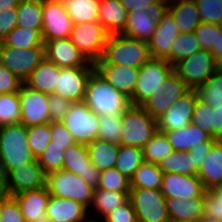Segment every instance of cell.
<instances>
[{"mask_svg": "<svg viewBox=\"0 0 222 222\" xmlns=\"http://www.w3.org/2000/svg\"><path fill=\"white\" fill-rule=\"evenodd\" d=\"M129 200L137 219L144 222H170L166 198L160 189L131 188Z\"/></svg>", "mask_w": 222, "mask_h": 222, "instance_id": "cell-10", "label": "cell"}, {"mask_svg": "<svg viewBox=\"0 0 222 222\" xmlns=\"http://www.w3.org/2000/svg\"><path fill=\"white\" fill-rule=\"evenodd\" d=\"M33 222H51L48 218L40 221H33Z\"/></svg>", "mask_w": 222, "mask_h": 222, "instance_id": "cell-67", "label": "cell"}, {"mask_svg": "<svg viewBox=\"0 0 222 222\" xmlns=\"http://www.w3.org/2000/svg\"><path fill=\"white\" fill-rule=\"evenodd\" d=\"M128 11L120 0H100L98 21L110 34H122L126 27Z\"/></svg>", "mask_w": 222, "mask_h": 222, "instance_id": "cell-28", "label": "cell"}, {"mask_svg": "<svg viewBox=\"0 0 222 222\" xmlns=\"http://www.w3.org/2000/svg\"><path fill=\"white\" fill-rule=\"evenodd\" d=\"M200 49V43L194 32L180 33L172 43L171 55L166 60L174 66Z\"/></svg>", "mask_w": 222, "mask_h": 222, "instance_id": "cell-40", "label": "cell"}, {"mask_svg": "<svg viewBox=\"0 0 222 222\" xmlns=\"http://www.w3.org/2000/svg\"><path fill=\"white\" fill-rule=\"evenodd\" d=\"M160 190L165 198L190 200L205 196L206 189L198 175L163 173Z\"/></svg>", "mask_w": 222, "mask_h": 222, "instance_id": "cell-20", "label": "cell"}, {"mask_svg": "<svg viewBox=\"0 0 222 222\" xmlns=\"http://www.w3.org/2000/svg\"><path fill=\"white\" fill-rule=\"evenodd\" d=\"M158 131L157 120L142 106L130 105L122 113L120 145L143 148Z\"/></svg>", "mask_w": 222, "mask_h": 222, "instance_id": "cell-4", "label": "cell"}, {"mask_svg": "<svg viewBox=\"0 0 222 222\" xmlns=\"http://www.w3.org/2000/svg\"><path fill=\"white\" fill-rule=\"evenodd\" d=\"M179 34L174 17L164 7L159 14L158 26L148 42L150 56L166 60L171 55L172 43Z\"/></svg>", "mask_w": 222, "mask_h": 222, "instance_id": "cell-19", "label": "cell"}, {"mask_svg": "<svg viewBox=\"0 0 222 222\" xmlns=\"http://www.w3.org/2000/svg\"><path fill=\"white\" fill-rule=\"evenodd\" d=\"M143 162L142 148L120 145L115 168L128 179H131Z\"/></svg>", "mask_w": 222, "mask_h": 222, "instance_id": "cell-39", "label": "cell"}, {"mask_svg": "<svg viewBox=\"0 0 222 222\" xmlns=\"http://www.w3.org/2000/svg\"><path fill=\"white\" fill-rule=\"evenodd\" d=\"M197 175L207 191L222 183V140L213 143Z\"/></svg>", "mask_w": 222, "mask_h": 222, "instance_id": "cell-31", "label": "cell"}, {"mask_svg": "<svg viewBox=\"0 0 222 222\" xmlns=\"http://www.w3.org/2000/svg\"><path fill=\"white\" fill-rule=\"evenodd\" d=\"M52 133L50 122L42 125L28 127V146L37 159L47 148L51 141Z\"/></svg>", "mask_w": 222, "mask_h": 222, "instance_id": "cell-44", "label": "cell"}, {"mask_svg": "<svg viewBox=\"0 0 222 222\" xmlns=\"http://www.w3.org/2000/svg\"><path fill=\"white\" fill-rule=\"evenodd\" d=\"M65 150L64 146L48 144L41 156L37 158L46 174L63 169Z\"/></svg>", "mask_w": 222, "mask_h": 222, "instance_id": "cell-47", "label": "cell"}, {"mask_svg": "<svg viewBox=\"0 0 222 222\" xmlns=\"http://www.w3.org/2000/svg\"><path fill=\"white\" fill-rule=\"evenodd\" d=\"M21 121V107L18 92L0 94V123L2 126Z\"/></svg>", "mask_w": 222, "mask_h": 222, "instance_id": "cell-43", "label": "cell"}, {"mask_svg": "<svg viewBox=\"0 0 222 222\" xmlns=\"http://www.w3.org/2000/svg\"><path fill=\"white\" fill-rule=\"evenodd\" d=\"M195 90L198 99L212 108L222 105V72L215 71L202 86Z\"/></svg>", "mask_w": 222, "mask_h": 222, "instance_id": "cell-42", "label": "cell"}, {"mask_svg": "<svg viewBox=\"0 0 222 222\" xmlns=\"http://www.w3.org/2000/svg\"><path fill=\"white\" fill-rule=\"evenodd\" d=\"M1 222H25L17 200L13 196H7L0 200Z\"/></svg>", "mask_w": 222, "mask_h": 222, "instance_id": "cell-52", "label": "cell"}, {"mask_svg": "<svg viewBox=\"0 0 222 222\" xmlns=\"http://www.w3.org/2000/svg\"><path fill=\"white\" fill-rule=\"evenodd\" d=\"M217 32H221V25L201 22L194 31L200 48L207 51L216 49Z\"/></svg>", "mask_w": 222, "mask_h": 222, "instance_id": "cell-51", "label": "cell"}, {"mask_svg": "<svg viewBox=\"0 0 222 222\" xmlns=\"http://www.w3.org/2000/svg\"><path fill=\"white\" fill-rule=\"evenodd\" d=\"M83 102L98 115L122 114L131 104L129 98L104 80L96 70L90 75Z\"/></svg>", "mask_w": 222, "mask_h": 222, "instance_id": "cell-2", "label": "cell"}, {"mask_svg": "<svg viewBox=\"0 0 222 222\" xmlns=\"http://www.w3.org/2000/svg\"><path fill=\"white\" fill-rule=\"evenodd\" d=\"M17 15V27L42 30V0H20Z\"/></svg>", "mask_w": 222, "mask_h": 222, "instance_id": "cell-35", "label": "cell"}, {"mask_svg": "<svg viewBox=\"0 0 222 222\" xmlns=\"http://www.w3.org/2000/svg\"><path fill=\"white\" fill-rule=\"evenodd\" d=\"M46 187L50 195L75 200L88 209L93 202L95 189L80 176L63 169L47 174Z\"/></svg>", "mask_w": 222, "mask_h": 222, "instance_id": "cell-5", "label": "cell"}, {"mask_svg": "<svg viewBox=\"0 0 222 222\" xmlns=\"http://www.w3.org/2000/svg\"><path fill=\"white\" fill-rule=\"evenodd\" d=\"M151 58L148 43L123 34L110 35L103 57L95 63L140 68Z\"/></svg>", "mask_w": 222, "mask_h": 222, "instance_id": "cell-3", "label": "cell"}, {"mask_svg": "<svg viewBox=\"0 0 222 222\" xmlns=\"http://www.w3.org/2000/svg\"><path fill=\"white\" fill-rule=\"evenodd\" d=\"M45 58L60 68L95 67L72 43L70 37L44 41Z\"/></svg>", "mask_w": 222, "mask_h": 222, "instance_id": "cell-18", "label": "cell"}, {"mask_svg": "<svg viewBox=\"0 0 222 222\" xmlns=\"http://www.w3.org/2000/svg\"><path fill=\"white\" fill-rule=\"evenodd\" d=\"M210 52L215 58L222 55V25L221 32H217L216 49H211Z\"/></svg>", "mask_w": 222, "mask_h": 222, "instance_id": "cell-61", "label": "cell"}, {"mask_svg": "<svg viewBox=\"0 0 222 222\" xmlns=\"http://www.w3.org/2000/svg\"><path fill=\"white\" fill-rule=\"evenodd\" d=\"M137 220L135 210L128 199L124 204L117 206L108 215H106L102 222H134Z\"/></svg>", "mask_w": 222, "mask_h": 222, "instance_id": "cell-55", "label": "cell"}, {"mask_svg": "<svg viewBox=\"0 0 222 222\" xmlns=\"http://www.w3.org/2000/svg\"><path fill=\"white\" fill-rule=\"evenodd\" d=\"M44 58V46L23 50L7 47L0 42V62L23 82L30 77Z\"/></svg>", "mask_w": 222, "mask_h": 222, "instance_id": "cell-11", "label": "cell"}, {"mask_svg": "<svg viewBox=\"0 0 222 222\" xmlns=\"http://www.w3.org/2000/svg\"><path fill=\"white\" fill-rule=\"evenodd\" d=\"M191 123L198 125L204 132L213 138V108L206 102L197 99Z\"/></svg>", "mask_w": 222, "mask_h": 222, "instance_id": "cell-50", "label": "cell"}, {"mask_svg": "<svg viewBox=\"0 0 222 222\" xmlns=\"http://www.w3.org/2000/svg\"><path fill=\"white\" fill-rule=\"evenodd\" d=\"M161 132L165 133L174 151H190L202 142L209 141L212 138L198 125L192 123L176 130Z\"/></svg>", "mask_w": 222, "mask_h": 222, "instance_id": "cell-29", "label": "cell"}, {"mask_svg": "<svg viewBox=\"0 0 222 222\" xmlns=\"http://www.w3.org/2000/svg\"><path fill=\"white\" fill-rule=\"evenodd\" d=\"M205 196L190 200L166 198L170 222H200L204 217Z\"/></svg>", "mask_w": 222, "mask_h": 222, "instance_id": "cell-25", "label": "cell"}, {"mask_svg": "<svg viewBox=\"0 0 222 222\" xmlns=\"http://www.w3.org/2000/svg\"><path fill=\"white\" fill-rule=\"evenodd\" d=\"M7 47L29 49L44 46L42 30L16 27L2 41Z\"/></svg>", "mask_w": 222, "mask_h": 222, "instance_id": "cell-37", "label": "cell"}, {"mask_svg": "<svg viewBox=\"0 0 222 222\" xmlns=\"http://www.w3.org/2000/svg\"><path fill=\"white\" fill-rule=\"evenodd\" d=\"M7 196H8V192L6 189L5 174L2 172L0 168V200L6 198Z\"/></svg>", "mask_w": 222, "mask_h": 222, "instance_id": "cell-63", "label": "cell"}, {"mask_svg": "<svg viewBox=\"0 0 222 222\" xmlns=\"http://www.w3.org/2000/svg\"><path fill=\"white\" fill-rule=\"evenodd\" d=\"M20 0H0V12L6 9L18 7Z\"/></svg>", "mask_w": 222, "mask_h": 222, "instance_id": "cell-62", "label": "cell"}, {"mask_svg": "<svg viewBox=\"0 0 222 222\" xmlns=\"http://www.w3.org/2000/svg\"><path fill=\"white\" fill-rule=\"evenodd\" d=\"M215 141L216 139L211 138L209 141L202 142L200 145H197L189 151L193 158V164L198 171L202 167V164L209 154L211 147Z\"/></svg>", "mask_w": 222, "mask_h": 222, "instance_id": "cell-59", "label": "cell"}, {"mask_svg": "<svg viewBox=\"0 0 222 222\" xmlns=\"http://www.w3.org/2000/svg\"><path fill=\"white\" fill-rule=\"evenodd\" d=\"M159 14L160 11H129L122 34L148 43L158 26Z\"/></svg>", "mask_w": 222, "mask_h": 222, "instance_id": "cell-26", "label": "cell"}, {"mask_svg": "<svg viewBox=\"0 0 222 222\" xmlns=\"http://www.w3.org/2000/svg\"><path fill=\"white\" fill-rule=\"evenodd\" d=\"M6 189L9 196L23 191L36 190L46 187L47 174L38 160L10 170L6 175Z\"/></svg>", "mask_w": 222, "mask_h": 222, "instance_id": "cell-15", "label": "cell"}, {"mask_svg": "<svg viewBox=\"0 0 222 222\" xmlns=\"http://www.w3.org/2000/svg\"><path fill=\"white\" fill-rule=\"evenodd\" d=\"M87 148L91 163L99 171L115 167L120 144L96 139L92 143L87 144Z\"/></svg>", "mask_w": 222, "mask_h": 222, "instance_id": "cell-33", "label": "cell"}, {"mask_svg": "<svg viewBox=\"0 0 222 222\" xmlns=\"http://www.w3.org/2000/svg\"><path fill=\"white\" fill-rule=\"evenodd\" d=\"M17 7L0 12V42L17 27Z\"/></svg>", "mask_w": 222, "mask_h": 222, "instance_id": "cell-58", "label": "cell"}, {"mask_svg": "<svg viewBox=\"0 0 222 222\" xmlns=\"http://www.w3.org/2000/svg\"><path fill=\"white\" fill-rule=\"evenodd\" d=\"M97 73L129 99L133 96L139 68L111 63H94Z\"/></svg>", "mask_w": 222, "mask_h": 222, "instance_id": "cell-22", "label": "cell"}, {"mask_svg": "<svg viewBox=\"0 0 222 222\" xmlns=\"http://www.w3.org/2000/svg\"><path fill=\"white\" fill-rule=\"evenodd\" d=\"M174 71L167 60L151 57L139 68V77L133 96L129 99L131 105L141 106L148 100Z\"/></svg>", "mask_w": 222, "mask_h": 222, "instance_id": "cell-6", "label": "cell"}, {"mask_svg": "<svg viewBox=\"0 0 222 222\" xmlns=\"http://www.w3.org/2000/svg\"><path fill=\"white\" fill-rule=\"evenodd\" d=\"M129 193L130 192H113L105 189H95L93 202L89 208V216L97 220H102L117 206L124 204L129 199ZM91 213H94V215Z\"/></svg>", "mask_w": 222, "mask_h": 222, "instance_id": "cell-32", "label": "cell"}, {"mask_svg": "<svg viewBox=\"0 0 222 222\" xmlns=\"http://www.w3.org/2000/svg\"><path fill=\"white\" fill-rule=\"evenodd\" d=\"M201 22L222 25V0H194Z\"/></svg>", "mask_w": 222, "mask_h": 222, "instance_id": "cell-49", "label": "cell"}, {"mask_svg": "<svg viewBox=\"0 0 222 222\" xmlns=\"http://www.w3.org/2000/svg\"><path fill=\"white\" fill-rule=\"evenodd\" d=\"M200 222H219V221L214 220V219L209 218V217H203V219Z\"/></svg>", "mask_w": 222, "mask_h": 222, "instance_id": "cell-65", "label": "cell"}, {"mask_svg": "<svg viewBox=\"0 0 222 222\" xmlns=\"http://www.w3.org/2000/svg\"><path fill=\"white\" fill-rule=\"evenodd\" d=\"M190 88L173 71L141 106L156 120L168 111Z\"/></svg>", "mask_w": 222, "mask_h": 222, "instance_id": "cell-13", "label": "cell"}, {"mask_svg": "<svg viewBox=\"0 0 222 222\" xmlns=\"http://www.w3.org/2000/svg\"><path fill=\"white\" fill-rule=\"evenodd\" d=\"M126 10L161 11L165 7V0H120Z\"/></svg>", "mask_w": 222, "mask_h": 222, "instance_id": "cell-57", "label": "cell"}, {"mask_svg": "<svg viewBox=\"0 0 222 222\" xmlns=\"http://www.w3.org/2000/svg\"><path fill=\"white\" fill-rule=\"evenodd\" d=\"M163 172L157 164L143 162L130 179L131 188L160 189Z\"/></svg>", "mask_w": 222, "mask_h": 222, "instance_id": "cell-38", "label": "cell"}, {"mask_svg": "<svg viewBox=\"0 0 222 222\" xmlns=\"http://www.w3.org/2000/svg\"><path fill=\"white\" fill-rule=\"evenodd\" d=\"M144 161L158 164L174 150L164 132L157 131L150 141L142 148Z\"/></svg>", "mask_w": 222, "mask_h": 222, "instance_id": "cell-41", "label": "cell"}, {"mask_svg": "<svg viewBox=\"0 0 222 222\" xmlns=\"http://www.w3.org/2000/svg\"><path fill=\"white\" fill-rule=\"evenodd\" d=\"M63 170L80 176L89 187L97 189L100 171L91 163L87 145L74 143L65 150Z\"/></svg>", "mask_w": 222, "mask_h": 222, "instance_id": "cell-17", "label": "cell"}, {"mask_svg": "<svg viewBox=\"0 0 222 222\" xmlns=\"http://www.w3.org/2000/svg\"><path fill=\"white\" fill-rule=\"evenodd\" d=\"M204 217L222 222V183L206 191Z\"/></svg>", "mask_w": 222, "mask_h": 222, "instance_id": "cell-48", "label": "cell"}, {"mask_svg": "<svg viewBox=\"0 0 222 222\" xmlns=\"http://www.w3.org/2000/svg\"><path fill=\"white\" fill-rule=\"evenodd\" d=\"M51 141L50 145L64 146L67 149L70 145L76 143L62 122H51Z\"/></svg>", "mask_w": 222, "mask_h": 222, "instance_id": "cell-56", "label": "cell"}, {"mask_svg": "<svg viewBox=\"0 0 222 222\" xmlns=\"http://www.w3.org/2000/svg\"><path fill=\"white\" fill-rule=\"evenodd\" d=\"M165 8L174 17L180 33L194 32L201 23L194 0H165Z\"/></svg>", "mask_w": 222, "mask_h": 222, "instance_id": "cell-27", "label": "cell"}, {"mask_svg": "<svg viewBox=\"0 0 222 222\" xmlns=\"http://www.w3.org/2000/svg\"><path fill=\"white\" fill-rule=\"evenodd\" d=\"M216 71V58L200 49L174 65V72L190 88L202 86Z\"/></svg>", "mask_w": 222, "mask_h": 222, "instance_id": "cell-9", "label": "cell"}, {"mask_svg": "<svg viewBox=\"0 0 222 222\" xmlns=\"http://www.w3.org/2000/svg\"><path fill=\"white\" fill-rule=\"evenodd\" d=\"M99 119L100 115L80 101L71 104L62 123L76 143L87 145L98 139Z\"/></svg>", "mask_w": 222, "mask_h": 222, "instance_id": "cell-8", "label": "cell"}, {"mask_svg": "<svg viewBox=\"0 0 222 222\" xmlns=\"http://www.w3.org/2000/svg\"><path fill=\"white\" fill-rule=\"evenodd\" d=\"M49 111H50V123L62 122L64 117L68 113L72 102L66 100L55 93L49 94Z\"/></svg>", "mask_w": 222, "mask_h": 222, "instance_id": "cell-53", "label": "cell"}, {"mask_svg": "<svg viewBox=\"0 0 222 222\" xmlns=\"http://www.w3.org/2000/svg\"><path fill=\"white\" fill-rule=\"evenodd\" d=\"M59 77L60 67L44 58L24 83L42 93L53 94Z\"/></svg>", "mask_w": 222, "mask_h": 222, "instance_id": "cell-30", "label": "cell"}, {"mask_svg": "<svg viewBox=\"0 0 222 222\" xmlns=\"http://www.w3.org/2000/svg\"><path fill=\"white\" fill-rule=\"evenodd\" d=\"M63 2L73 24L98 21L100 0H63Z\"/></svg>", "mask_w": 222, "mask_h": 222, "instance_id": "cell-36", "label": "cell"}, {"mask_svg": "<svg viewBox=\"0 0 222 222\" xmlns=\"http://www.w3.org/2000/svg\"><path fill=\"white\" fill-rule=\"evenodd\" d=\"M197 99L195 89H190L181 96L166 113L157 119L158 131H172L191 124Z\"/></svg>", "mask_w": 222, "mask_h": 222, "instance_id": "cell-21", "label": "cell"}, {"mask_svg": "<svg viewBox=\"0 0 222 222\" xmlns=\"http://www.w3.org/2000/svg\"><path fill=\"white\" fill-rule=\"evenodd\" d=\"M45 212L51 222H84L89 218V209L83 204L54 195H50Z\"/></svg>", "mask_w": 222, "mask_h": 222, "instance_id": "cell-23", "label": "cell"}, {"mask_svg": "<svg viewBox=\"0 0 222 222\" xmlns=\"http://www.w3.org/2000/svg\"><path fill=\"white\" fill-rule=\"evenodd\" d=\"M163 173L182 175H197L198 170L193 164V158L189 151H173L163 158L158 164Z\"/></svg>", "mask_w": 222, "mask_h": 222, "instance_id": "cell-34", "label": "cell"}, {"mask_svg": "<svg viewBox=\"0 0 222 222\" xmlns=\"http://www.w3.org/2000/svg\"><path fill=\"white\" fill-rule=\"evenodd\" d=\"M28 146V127L21 122L2 126L0 133V168L6 175L10 170L34 161Z\"/></svg>", "mask_w": 222, "mask_h": 222, "instance_id": "cell-1", "label": "cell"}, {"mask_svg": "<svg viewBox=\"0 0 222 222\" xmlns=\"http://www.w3.org/2000/svg\"><path fill=\"white\" fill-rule=\"evenodd\" d=\"M110 34L99 21L73 24L70 39L92 63L103 57Z\"/></svg>", "mask_w": 222, "mask_h": 222, "instance_id": "cell-7", "label": "cell"}, {"mask_svg": "<svg viewBox=\"0 0 222 222\" xmlns=\"http://www.w3.org/2000/svg\"><path fill=\"white\" fill-rule=\"evenodd\" d=\"M23 81L0 62V94L19 92Z\"/></svg>", "mask_w": 222, "mask_h": 222, "instance_id": "cell-54", "label": "cell"}, {"mask_svg": "<svg viewBox=\"0 0 222 222\" xmlns=\"http://www.w3.org/2000/svg\"><path fill=\"white\" fill-rule=\"evenodd\" d=\"M97 189L113 192H130V179L121 174L115 167L100 171V180Z\"/></svg>", "mask_w": 222, "mask_h": 222, "instance_id": "cell-46", "label": "cell"}, {"mask_svg": "<svg viewBox=\"0 0 222 222\" xmlns=\"http://www.w3.org/2000/svg\"><path fill=\"white\" fill-rule=\"evenodd\" d=\"M43 41L70 37L73 22L63 0H42Z\"/></svg>", "mask_w": 222, "mask_h": 222, "instance_id": "cell-12", "label": "cell"}, {"mask_svg": "<svg viewBox=\"0 0 222 222\" xmlns=\"http://www.w3.org/2000/svg\"><path fill=\"white\" fill-rule=\"evenodd\" d=\"M95 67L60 68L55 94L70 102L83 101L87 82Z\"/></svg>", "mask_w": 222, "mask_h": 222, "instance_id": "cell-16", "label": "cell"}, {"mask_svg": "<svg viewBox=\"0 0 222 222\" xmlns=\"http://www.w3.org/2000/svg\"><path fill=\"white\" fill-rule=\"evenodd\" d=\"M84 222H102V221L89 217V218H88L87 220H85Z\"/></svg>", "mask_w": 222, "mask_h": 222, "instance_id": "cell-66", "label": "cell"}, {"mask_svg": "<svg viewBox=\"0 0 222 222\" xmlns=\"http://www.w3.org/2000/svg\"><path fill=\"white\" fill-rule=\"evenodd\" d=\"M122 114L100 115L98 139L120 144Z\"/></svg>", "mask_w": 222, "mask_h": 222, "instance_id": "cell-45", "label": "cell"}, {"mask_svg": "<svg viewBox=\"0 0 222 222\" xmlns=\"http://www.w3.org/2000/svg\"><path fill=\"white\" fill-rule=\"evenodd\" d=\"M20 206L25 222L47 219L46 207L50 197L47 187L23 191L13 196Z\"/></svg>", "mask_w": 222, "mask_h": 222, "instance_id": "cell-24", "label": "cell"}, {"mask_svg": "<svg viewBox=\"0 0 222 222\" xmlns=\"http://www.w3.org/2000/svg\"><path fill=\"white\" fill-rule=\"evenodd\" d=\"M216 71L222 72V55L216 58Z\"/></svg>", "mask_w": 222, "mask_h": 222, "instance_id": "cell-64", "label": "cell"}, {"mask_svg": "<svg viewBox=\"0 0 222 222\" xmlns=\"http://www.w3.org/2000/svg\"><path fill=\"white\" fill-rule=\"evenodd\" d=\"M213 138L222 140V105L213 107Z\"/></svg>", "mask_w": 222, "mask_h": 222, "instance_id": "cell-60", "label": "cell"}, {"mask_svg": "<svg viewBox=\"0 0 222 222\" xmlns=\"http://www.w3.org/2000/svg\"><path fill=\"white\" fill-rule=\"evenodd\" d=\"M134 222H144V221L137 219Z\"/></svg>", "mask_w": 222, "mask_h": 222, "instance_id": "cell-68", "label": "cell"}, {"mask_svg": "<svg viewBox=\"0 0 222 222\" xmlns=\"http://www.w3.org/2000/svg\"><path fill=\"white\" fill-rule=\"evenodd\" d=\"M18 95L22 124L30 127L50 122L49 94L32 89L23 83Z\"/></svg>", "mask_w": 222, "mask_h": 222, "instance_id": "cell-14", "label": "cell"}]
</instances>
